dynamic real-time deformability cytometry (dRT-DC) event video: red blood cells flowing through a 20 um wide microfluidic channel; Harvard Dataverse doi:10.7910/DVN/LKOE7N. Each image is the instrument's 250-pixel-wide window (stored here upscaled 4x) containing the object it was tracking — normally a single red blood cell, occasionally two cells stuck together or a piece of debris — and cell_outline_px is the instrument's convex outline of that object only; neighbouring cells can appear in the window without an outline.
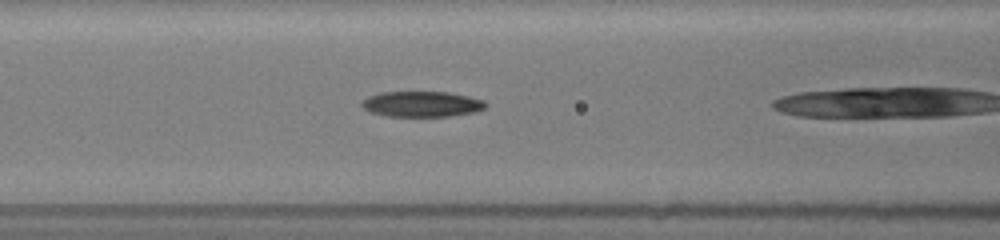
{"species": "common noctule bat (a hibernating species)", "species_latin": "Nyctalus noctula", "temperature_condition": "room temperature", "stored_images_in_passage": 32, "camera_frame_rate_fps": 3000, "um_per_image_px": 0.085, "animal": {"sex": "female", "body_mass_g": 19.5, "forearm_length_mm": 54.1}, "frame": {"image": 1, "passage_image": 10, "time_ms": 1.667, "image_size_px": [1000, 240], "cell_outline_px": [[488, 104], [484, 108], [476, 112], [448, 116], [388, 116], [372, 112], [364, 108], [360, 104], [368, 96], [380, 92], [448, 92], [468, 96], [484, 100]], "centroid_in_image_um": [35.88, 8.84], "position_along_channel_um": 130.7, "area_um2": 18.38}}
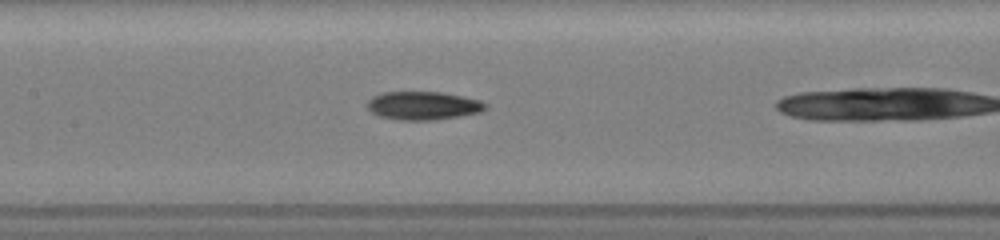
{"frame": {"image": 2, "passage_image": 15, "time_ms": 2.667, "image_size_px": [1000, 240], "cell_outline_px": [[488, 108], [480, 112], [460, 116], [436, 120], [400, 120], [380, 116], [372, 112], [368, 108], [368, 100], [372, 96], [384, 92], [444, 92], [464, 96], [480, 100], [488, 104]], "centroid_in_image_um": [36.02, 8.97], "position_along_channel_um": 171.4, "area_um2": 19.65}}
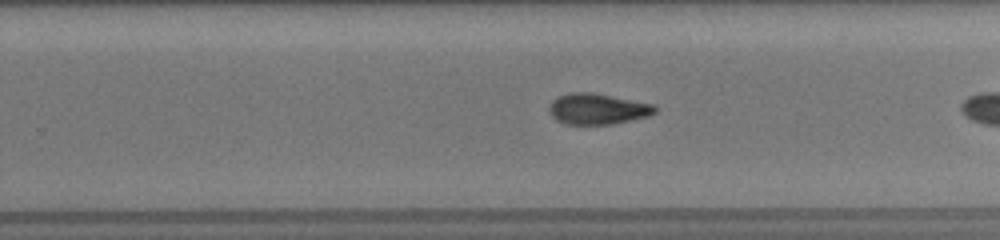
{"frame": {"image": 3, "passage_image": 27, "time_ms": 5.333, "image_size_px": [1000, 240], "cell_outline_px": [[656, 112], [648, 116], [612, 124], [568, 124], [556, 120], [552, 116], [548, 108], [552, 100], [556, 96], [568, 92], [592, 92], [652, 104], [656, 108]], "centroid_in_image_um": [50.74, 9.25], "position_along_channel_um": 279.1, "area_um2": 18.96}}